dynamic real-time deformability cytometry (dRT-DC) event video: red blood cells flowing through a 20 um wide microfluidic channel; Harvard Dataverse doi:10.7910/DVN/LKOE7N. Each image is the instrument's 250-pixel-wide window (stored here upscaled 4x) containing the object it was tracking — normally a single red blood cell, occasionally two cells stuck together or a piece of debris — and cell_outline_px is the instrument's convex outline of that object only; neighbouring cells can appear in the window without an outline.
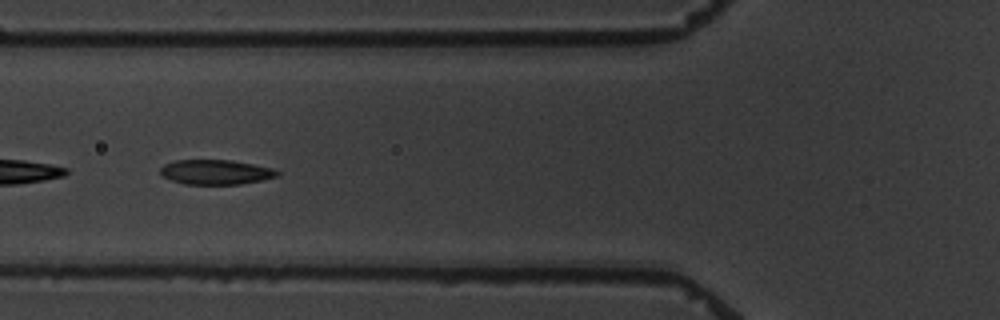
{"species": "common noctule bat (a hibernating species)", "species_latin": "Nyctalus noctula", "temperature_condition": "warm", "stored_images_in_passage": 14, "camera_frame_rate_fps": 3000, "um_per_image_px": 0.085, "animal": {"sex": "male", "body_mass_g": 19.5, "forearm_length_mm": 54.6}, "frame": {"image": 1, "passage_image": 5, "time_ms": 5.667, "image_size_px": [1000, 320], "cell_outline_px": [[280, 176], [240, 184], [184, 184], [172, 180], [164, 176], [160, 172], [160, 168], [164, 164], [176, 160], [232, 160], [272, 168], [280, 172]], "centroid_in_image_um": [18.35, 14.62], "position_along_channel_um": 107.5, "area_um2": 16.76}}
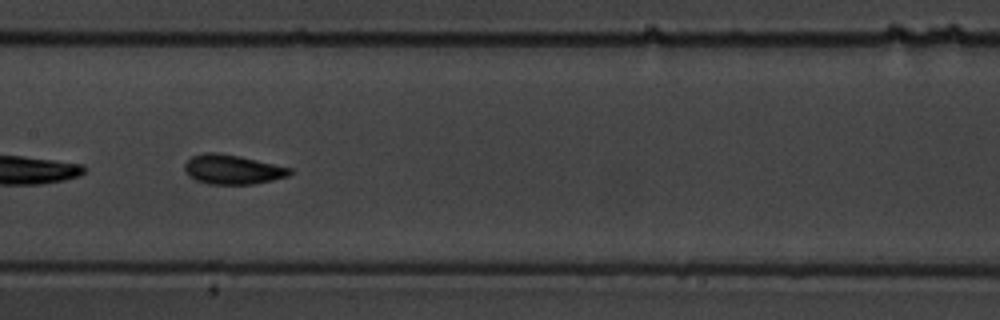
{"frame": {"image": 2, "passage_image": 7, "time_ms": 8.0, "image_size_px": [1000, 320], "cell_outline_px": [[292, 172], [288, 176], [272, 180], [252, 184], [208, 184], [196, 180], [188, 176], [184, 172], [184, 164], [192, 156], [208, 152], [216, 152], [240, 156], [292, 168]], "centroid_in_image_um": [19.74, 14.4], "position_along_channel_um": 187.7, "area_um2": 18.09}}
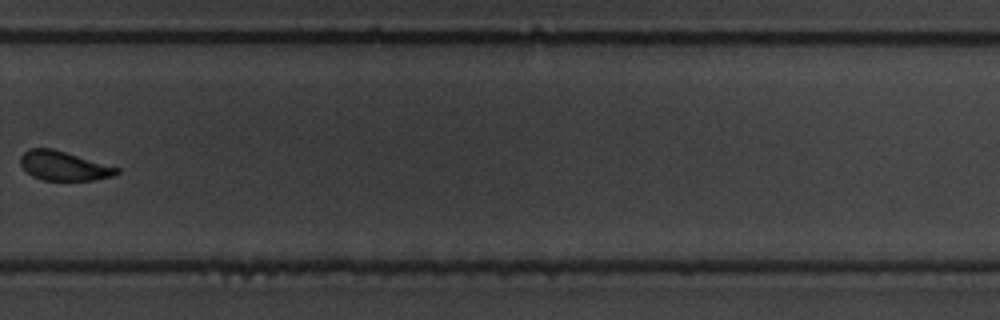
{"frame": {"image": 3, "passage_image": 10, "time_ms": 12.0, "image_size_px": [1000, 320], "cell_outline_px": [[120, 172], [112, 176], [92, 180], [40, 180], [32, 176], [20, 164], [20, 156], [24, 152], [32, 148], [52, 148], [120, 168]], "centroid_in_image_um": [5.41, 14.1], "position_along_channel_um": 324.4, "area_um2": 16.3}, "authors_computed_cell_mechanics": {"area_um2": 17.5712, "velocity_mm_per_s": 3.4482, "shape_relaxation_time_tau1_ms": 6.1957, "shape_relaxation_time_tau2_ms": 5.8747, "deformation_change_tau1": 0.1722, "deformation_change_tau2": 0.0931}}